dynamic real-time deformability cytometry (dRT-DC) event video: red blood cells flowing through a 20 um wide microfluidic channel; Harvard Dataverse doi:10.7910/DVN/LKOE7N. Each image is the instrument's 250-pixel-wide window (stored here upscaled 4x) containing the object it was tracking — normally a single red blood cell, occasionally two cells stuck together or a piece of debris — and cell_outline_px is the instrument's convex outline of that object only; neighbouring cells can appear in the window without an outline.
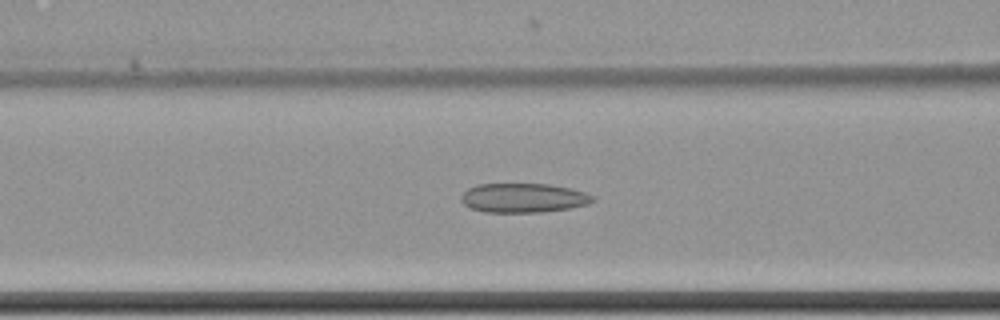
{"species": "common noctule bat (a hibernating species)", "species_latin": "Nyctalus noctula", "temperature_condition": "cold", "stored_images_in_passage": 5, "camera_frame_rate_fps": 3000, "um_per_image_px": 0.085, "animal": {"sex": "female", "body_mass_g": 22.7, "forearm_length_mm": 54.2}, "frame": {"image": 1, "passage_image": 4, "time_ms": 1.0, "image_size_px": [1000, 320], "cell_outline_px": [[596, 200], [588, 204], [568, 208], [540, 212], [484, 212], [472, 208], [464, 204], [460, 200], [460, 196], [468, 188], [476, 184], [548, 184], [572, 188], [596, 196]], "centroid_in_image_um": [44.5, 16.81], "position_along_channel_um": 122.1, "area_um2": 22.54}}